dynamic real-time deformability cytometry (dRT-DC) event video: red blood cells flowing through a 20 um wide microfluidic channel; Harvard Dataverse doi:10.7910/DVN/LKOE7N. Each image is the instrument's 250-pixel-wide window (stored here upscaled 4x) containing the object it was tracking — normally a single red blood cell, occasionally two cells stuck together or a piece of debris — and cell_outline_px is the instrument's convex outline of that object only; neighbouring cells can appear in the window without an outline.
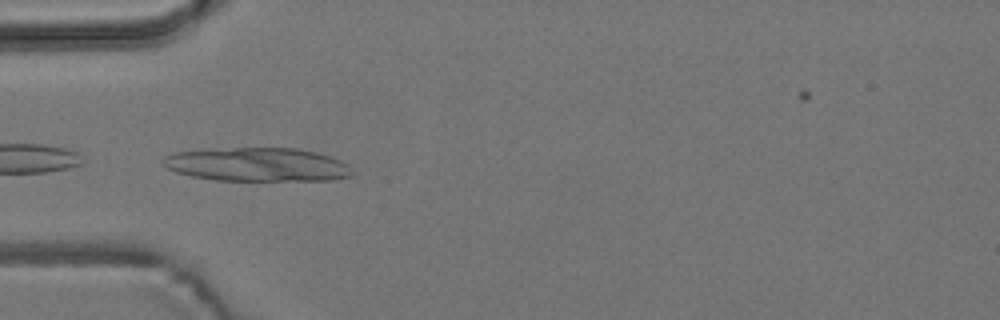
{"species": "common noctule bat (a hibernating species)", "species_latin": "Nyctalus noctula", "temperature_condition": "room temperature", "stored_images_in_passage": 4, "camera_frame_rate_fps": 3000, "um_per_image_px": 0.085, "animal": {"sex": "male", "body_mass_g": 19.2, "forearm_length_mm": 51.8}, "frame": {"image": 1, "passage_image": 4, "time_ms": 4.0, "image_size_px": [1000, 320], "cell_outline_px": [[356, 172], [352, 176], [332, 180], [216, 180], [192, 176], [176, 172], [164, 168], [160, 164], [160, 160], [164, 156], [172, 152], [232, 148], [296, 148], [316, 152], [332, 156], [348, 164]], "centroid_in_image_um": [21.88, 13.99], "position_along_channel_um": 63.1, "area_um2": 37.51}}